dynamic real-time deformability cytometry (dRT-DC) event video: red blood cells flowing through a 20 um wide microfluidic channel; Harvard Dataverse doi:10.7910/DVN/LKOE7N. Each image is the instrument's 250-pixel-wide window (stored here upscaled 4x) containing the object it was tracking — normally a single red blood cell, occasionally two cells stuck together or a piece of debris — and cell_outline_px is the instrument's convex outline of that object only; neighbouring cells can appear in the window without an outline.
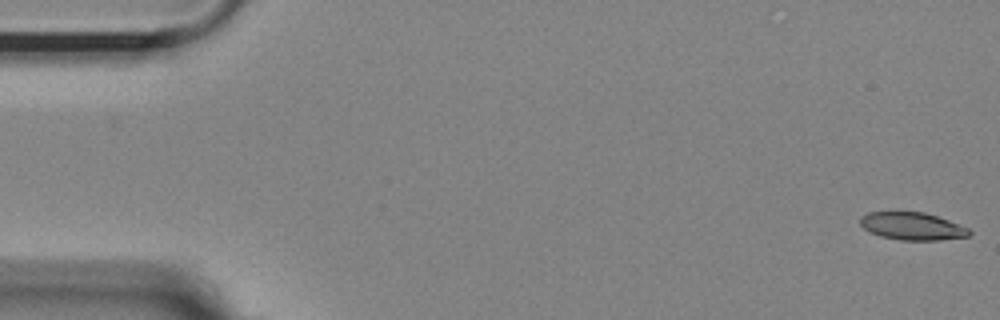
{"species": "Egyptian fruit bat (a non-hibernating species)", "species_latin": "Rousettus aegyptiacus", "temperature_condition": "room temperature", "stored_images_in_passage": 55, "camera_frame_rate_fps": 3000, "um_per_image_px": 0.085, "animal": {"sex": "female"}, "frame": {"image": 1, "passage_image": 1, "time_ms": 0.0, "image_size_px": [1000, 320], "cell_outline_px": [[972, 232], [968, 236], [940, 240], [900, 240], [880, 236], [864, 228], [860, 224], [860, 216], [868, 212], [924, 212], [948, 220], [968, 228]], "centroid_in_image_um": [77.53, 19.22], "position_along_channel_um": 7.5, "area_um2": 17.4}}
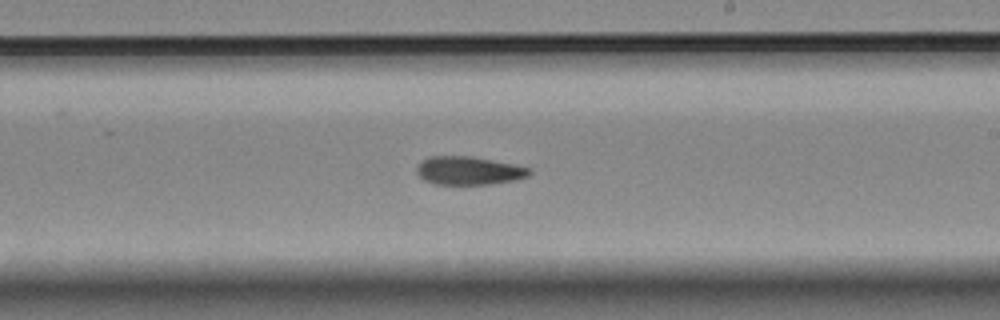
{"frame": {"image": 2, "passage_image": 32, "time_ms": 10.333, "image_size_px": [1000, 320], "cell_outline_px": [[532, 172], [528, 176], [516, 180], [492, 184], [436, 184], [424, 180], [416, 172], [416, 168], [420, 160], [428, 156], [468, 156], [512, 164], [532, 168]], "centroid_in_image_um": [39.83, 14.5], "position_along_channel_um": 249.2, "area_um2": 18.61}}
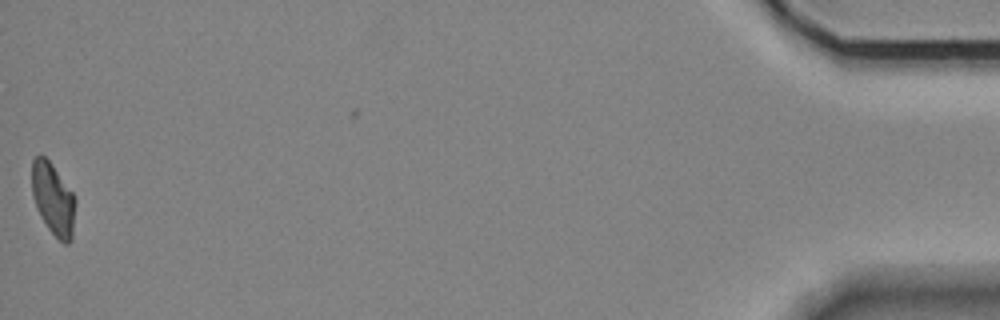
{"frame": {"image": 3, "passage_image": 55, "time_ms": 18.0, "image_size_px": [1000, 320], "cell_outline_px": [[76, 204], [72, 240], [68, 244], [64, 244], [48, 228], [32, 196], [32, 160], [36, 156], [44, 156], [52, 164], [72, 192], [76, 200]], "centroid_in_image_um": [4.54, 16.92], "position_along_channel_um": 430.7, "area_um2": 18.03}, "authors_computed_cell_mechanics": {"area_um2": 18.7272, "velocity_mm_per_s": 3.6161, "shape_relaxation_time_tau1_ms": null, "shape_relaxation_time_tau2_ms": 4.769, "deformation_change_tau1": null, "deformation_change_tau2": 0.1208}}